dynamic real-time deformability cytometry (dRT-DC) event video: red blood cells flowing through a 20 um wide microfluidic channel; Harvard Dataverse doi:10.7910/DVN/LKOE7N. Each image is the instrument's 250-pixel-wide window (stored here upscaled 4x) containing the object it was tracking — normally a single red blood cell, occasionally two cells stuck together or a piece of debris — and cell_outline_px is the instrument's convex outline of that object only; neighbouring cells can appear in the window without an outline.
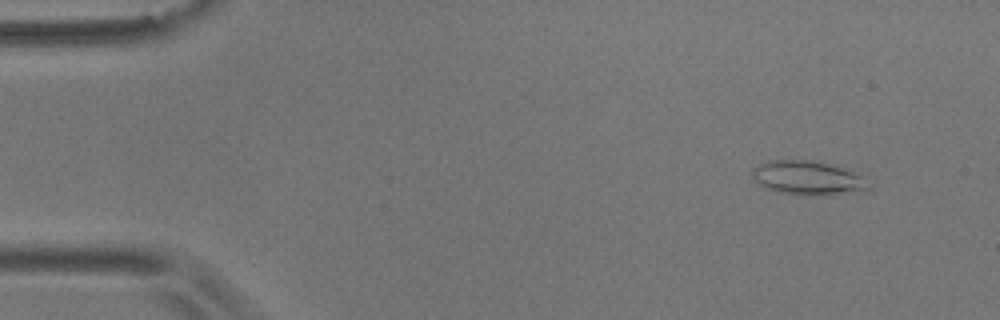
{"species": "common noctule bat (a hibernating species)", "species_latin": "Nyctalus noctula", "temperature_condition": "room temperature", "stored_images_in_passage": 53, "camera_frame_rate_fps": 3000, "um_per_image_px": 0.085, "animal": {"sex": "male", "body_mass_g": 17.9}, "frame": {"image": 1, "passage_image": 1, "time_ms": 0.0, "image_size_px": [1000, 320], "cell_outline_px": [[872, 188], [864, 192], [808, 196], [780, 192], [768, 188], [760, 184], [752, 176], [752, 168], [768, 160], [816, 160], [864, 176], [872, 184]], "centroid_in_image_um": [68.74, 15.14], "position_along_channel_um": 16.3, "area_um2": 23.24}}
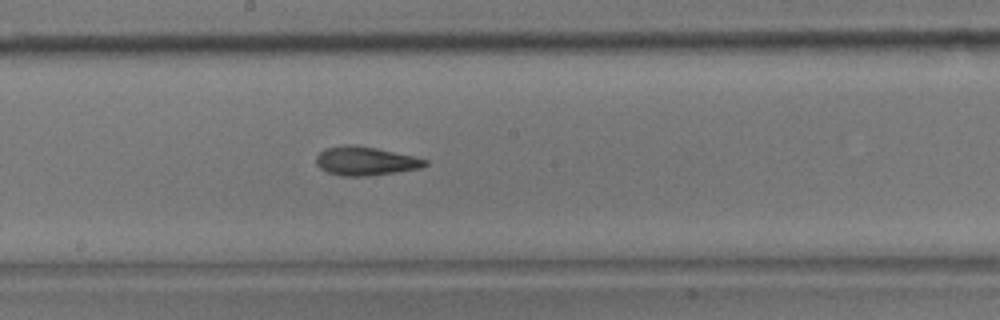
{"frame": {"image": 2, "passage_image": 26, "time_ms": 8.333, "image_size_px": [1000, 320], "cell_outline_px": [[428, 164], [420, 168], [396, 172], [368, 176], [340, 176], [328, 172], [320, 168], [316, 164], [316, 156], [324, 148], [348, 144], [352, 144], [376, 148], [412, 156], [428, 160]], "centroid_in_image_um": [31.03, 13.69], "position_along_channel_um": 217.2, "area_um2": 18.21}}
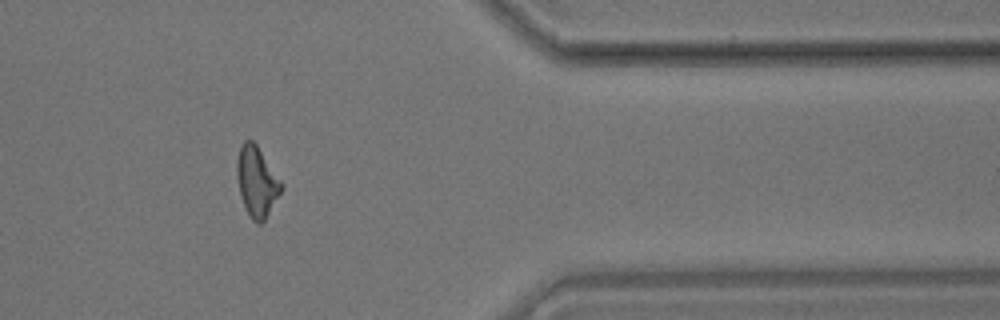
{"frame": {"image": 3, "passage_image": 42, "time_ms": 13.667, "image_size_px": [1000, 320], "cell_outline_px": [[284, 188], [264, 220], [260, 224], [256, 224], [252, 220], [244, 208], [240, 196], [236, 176], [236, 160], [240, 148], [244, 140], [252, 140], [256, 144], [284, 184]], "centroid_in_image_um": [21.82, 15.45], "position_along_channel_um": 389.6, "area_um2": 18.38}, "authors_computed_cell_mechanics": {"area_um2": 17.9758, "velocity_mm_per_s": 3.6124, "shape_relaxation_time_tau1_ms": 8.2983, "shape_relaxation_time_tau2_ms": 3.3722, "deformation_change_tau1": 0.1973, "deformation_change_tau2": 0.1259}}